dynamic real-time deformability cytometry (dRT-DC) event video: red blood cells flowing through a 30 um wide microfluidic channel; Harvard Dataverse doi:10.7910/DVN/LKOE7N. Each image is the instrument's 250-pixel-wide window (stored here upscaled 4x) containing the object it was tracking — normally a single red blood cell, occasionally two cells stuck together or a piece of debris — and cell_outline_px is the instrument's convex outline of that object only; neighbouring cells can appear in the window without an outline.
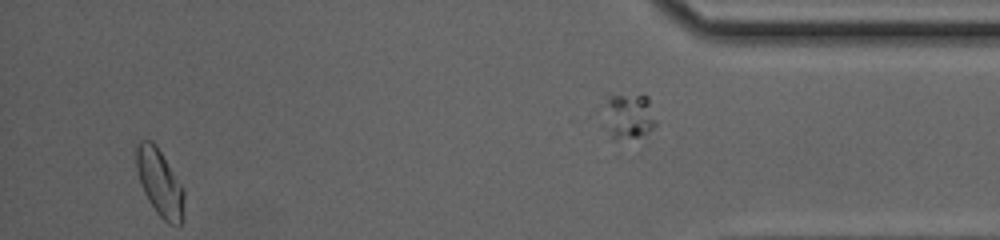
{"species": "common noctule bat (a hibernating species)", "species_latin": "Nyctalus noctula", "temperature_condition": "cold", "stored_images_in_passage": 44, "segment_of_instrument_passage": [2, 2], "camera_frame_rate_fps": 3000, "um_per_image_px": 0.085, "animal": {"sex": "female", "body_mass_g": 20.0, "forearm_length_mm": 54.0}, "frame": {"image": 1, "passage_image": 44, "time_ms": 14.333, "image_size_px": [1000, 240], "cell_outline_px": [[656, 124], [648, 132], [636, 136], [616, 140], [612, 140], [588, 116], [608, 96], [648, 96], [656, 120]], "centroid_in_image_um": [53.07, 9.9], "position_along_channel_um": 382.1, "area_um2": 15.9}}